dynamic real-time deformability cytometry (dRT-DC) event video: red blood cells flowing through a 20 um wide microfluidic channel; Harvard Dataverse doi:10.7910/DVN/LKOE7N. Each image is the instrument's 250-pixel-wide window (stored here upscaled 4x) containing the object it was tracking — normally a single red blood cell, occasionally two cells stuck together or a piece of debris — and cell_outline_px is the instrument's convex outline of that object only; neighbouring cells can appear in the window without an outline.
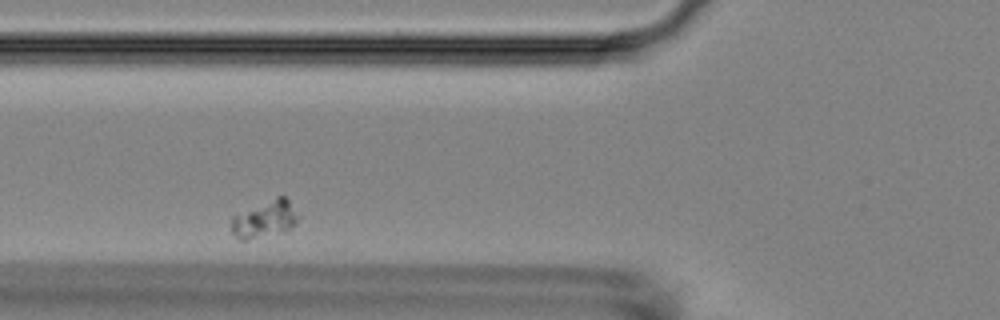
{"species": "Egyptian fruit bat (a non-hibernating species)", "species_latin": "Rousettus aegyptiacus", "temperature_condition": "room temperature", "stored_images_in_passage": 5, "segment_of_instrument_passage": [2, 2], "camera_frame_rate_fps": 3000, "um_per_image_px": 0.085, "animal": {"sex": "female"}, "frame": {"image": 1, "passage_image": 3, "time_ms": 2.333, "image_size_px": [1000, 320], "cell_outline_px": [[296, 224], [288, 228], [248, 240], [240, 240], [232, 232], [232, 216], [276, 196], [284, 196], [288, 200], [296, 216]], "centroid_in_image_um": [22.44, 18.61], "position_along_channel_um": 103.4, "area_um2": 13.64}}
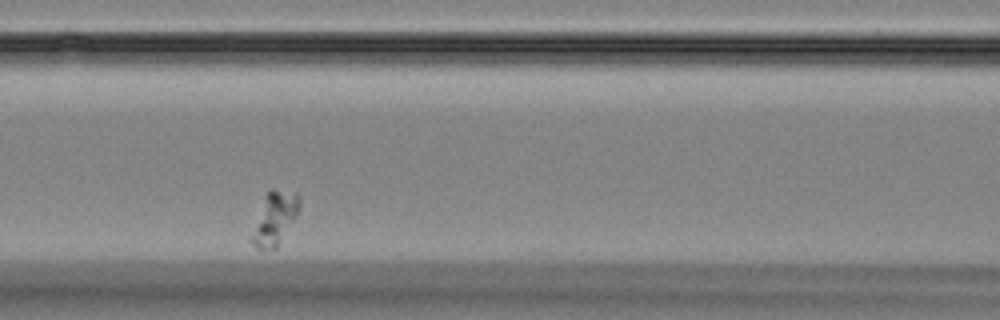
{"frame": {"image": 2, "passage_image": 4, "time_ms": 3.667, "image_size_px": [1000, 320], "cell_outline_px": [[300, 204], [296, 216], [276, 248], [256, 248], [252, 244], [252, 236], [264, 196], [272, 188], [296, 192], [300, 196]], "centroid_in_image_um": [23.39, 18.5], "position_along_channel_um": 143.2, "area_um2": 14.16}}
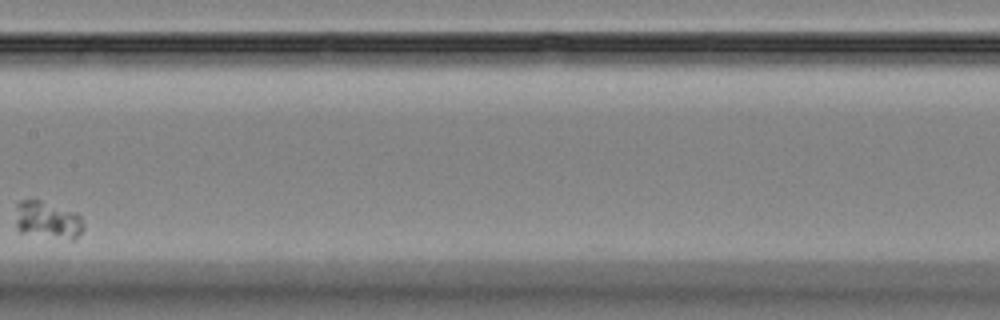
{"frame": {"image": 3, "passage_image": 5, "time_ms": 5.667, "image_size_px": [1000, 320], "cell_outline_px": [[84, 228], [80, 236], [76, 240], [72, 240], [20, 232], [16, 228], [16, 204], [20, 200], [40, 200], [76, 212], [80, 216], [84, 224]], "centroid_in_image_um": [4.08, 18.71], "position_along_channel_um": 203.3, "area_um2": 14.97}}